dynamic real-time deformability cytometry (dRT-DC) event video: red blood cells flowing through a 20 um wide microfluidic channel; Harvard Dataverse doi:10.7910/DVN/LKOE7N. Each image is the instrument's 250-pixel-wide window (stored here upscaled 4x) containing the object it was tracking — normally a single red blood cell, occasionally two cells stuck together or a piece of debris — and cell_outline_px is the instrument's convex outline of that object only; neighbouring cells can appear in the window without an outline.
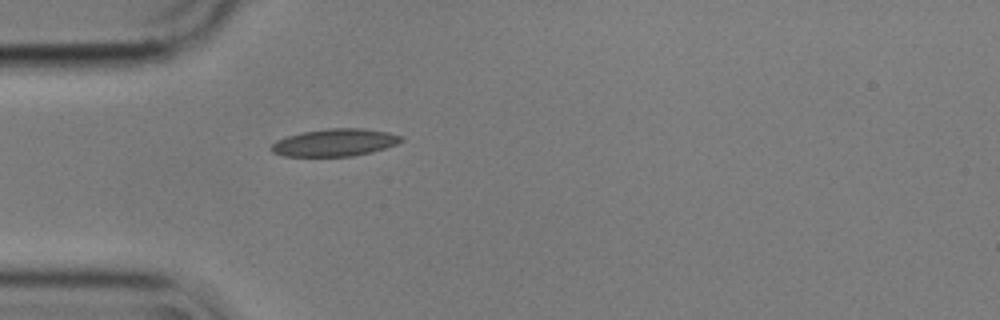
{"species": "common noctule bat (a hibernating species)", "species_latin": "Nyctalus noctula", "temperature_condition": "cold", "stored_images_in_passage": 41, "camera_frame_rate_fps": 3000, "um_per_image_px": 0.085, "animal": {"sex": "male", "body_mass_g": 17.9}, "frame": {"image": 1, "passage_image": 1, "time_ms": 0.0, "image_size_px": [1000, 320], "cell_outline_px": [[404, 140], [396, 144], [372, 152], [352, 156], [284, 156], [272, 152], [272, 144], [276, 140], [300, 132], [328, 128], [364, 128], [388, 132], [404, 136]], "centroid_in_image_um": [28.49, 12.1], "position_along_channel_um": 56.5, "area_um2": 20.81}}
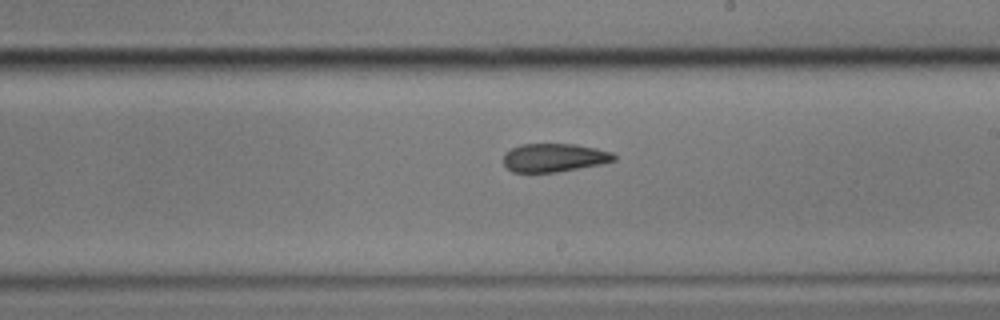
{"frame": {"image": 2, "passage_image": 17, "time_ms": 5.333, "image_size_px": [1000, 320], "cell_outline_px": [[616, 160], [600, 164], [556, 172], [512, 172], [504, 164], [504, 152], [520, 144], [576, 144], [596, 148], [612, 152], [616, 156]], "centroid_in_image_um": [47.1, 13.39], "position_along_channel_um": 241.9, "area_um2": 18.26}}
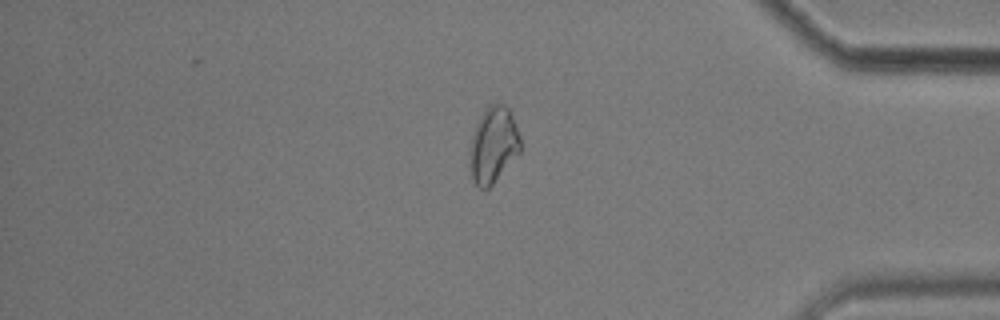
{"frame": {"image": 3, "passage_image": 32, "time_ms": 10.333, "image_size_px": [1000, 320], "cell_outline_px": [[520, 152], [492, 184], [488, 188], [480, 188], [472, 180], [468, 160], [468, 148], [476, 124], [484, 108], [488, 104], [504, 104], [508, 108], [516, 124], [520, 136]], "centroid_in_image_um": [41.89, 12.31], "position_along_channel_um": 393.3, "area_um2": 22.6}, "authors_computed_cell_mechanics": {"area_um2": 20.1144, "velocity_mm_per_s": 3.5535, "shape_relaxation_time_tau1_ms": null, "shape_relaxation_time_tau2_ms": 3.5952, "deformation_change_tau1": null, "deformation_change_tau2": 0.0884}}